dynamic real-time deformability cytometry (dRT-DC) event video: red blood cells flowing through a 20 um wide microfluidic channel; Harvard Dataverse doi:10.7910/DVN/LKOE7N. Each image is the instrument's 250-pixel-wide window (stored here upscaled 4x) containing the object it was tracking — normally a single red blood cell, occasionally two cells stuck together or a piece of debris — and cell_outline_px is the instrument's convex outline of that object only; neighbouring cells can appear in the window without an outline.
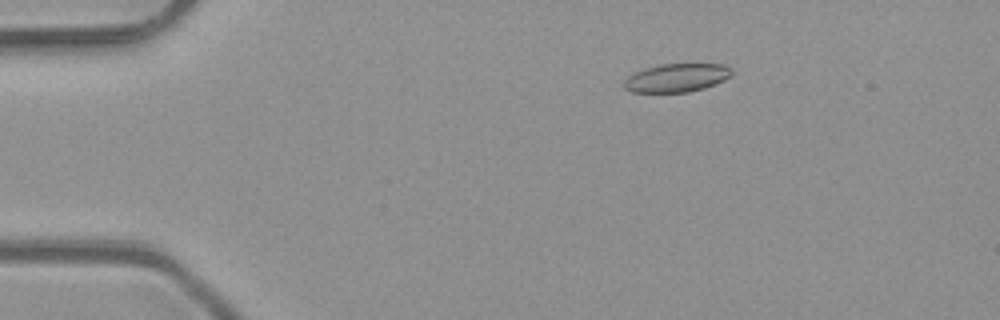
{"species": "common noctule bat (a hibernating species)", "species_latin": "Nyctalus noctula", "temperature_condition": "room temperature", "stored_images_in_passage": 47, "camera_frame_rate_fps": 3000, "um_per_image_px": 0.085, "animal": {"sex": "male", "body_mass_g": 23.1, "forearm_length_mm": 52.7}, "frame": {"image": 1, "passage_image": 5, "time_ms": 1.333, "image_size_px": [1000, 320], "cell_outline_px": [[732, 72], [724, 80], [704, 88], [688, 92], [632, 92], [624, 88], [624, 80], [628, 76], [636, 72], [660, 64], [724, 64], [732, 68]], "centroid_in_image_um": [57.52, 6.61], "position_along_channel_um": 27.5, "area_um2": 17.63}}
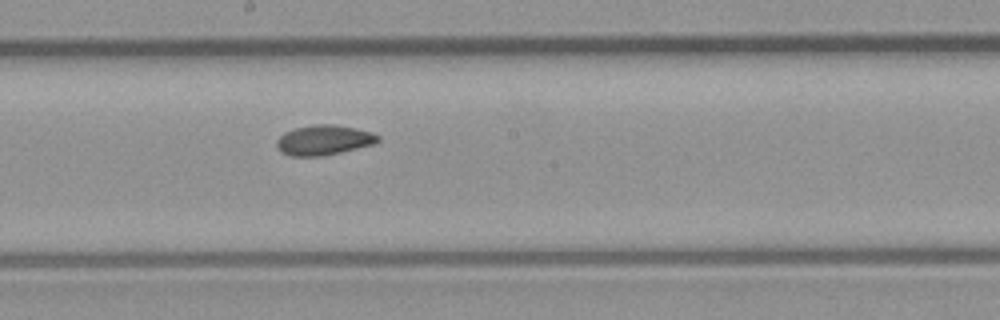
{"frame": {"image": 2, "passage_image": 24, "time_ms": 7.667, "image_size_px": [1000, 320], "cell_outline_px": [[380, 140], [372, 144], [340, 152], [320, 156], [288, 156], [280, 152], [276, 144], [276, 140], [284, 132], [296, 128], [312, 124], [336, 124], [356, 128], [372, 132], [380, 136]], "centroid_in_image_um": [27.5, 11.89], "position_along_channel_um": 220.7, "area_um2": 17.74}}
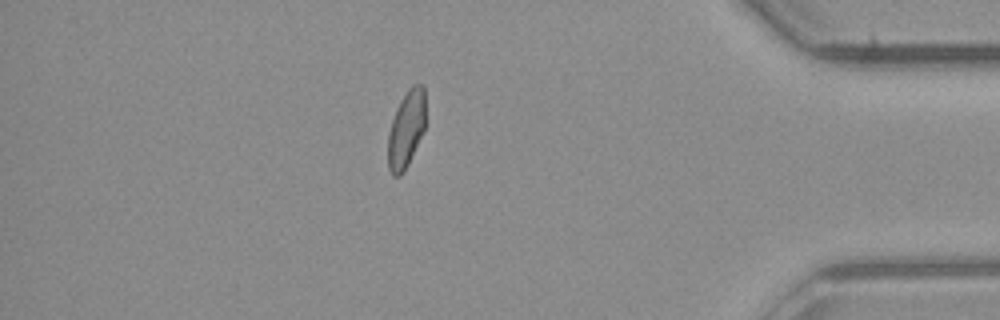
{"frame": {"image": 3, "passage_image": 40, "time_ms": 13.0, "image_size_px": [1000, 320], "cell_outline_px": [[424, 128], [408, 164], [404, 172], [400, 176], [392, 176], [388, 168], [388, 132], [396, 108], [400, 100], [408, 88], [412, 84], [424, 84]], "centroid_in_image_um": [34.5, 10.97], "position_along_channel_um": 400.7, "area_um2": 16.76}, "authors_computed_cell_mechanics": {"area_um2": 17.629, "velocity_mm_per_s": 4.1068, "shape_relaxation_time_tau1_ms": null, "shape_relaxation_time_tau2_ms": 4.498, "deformation_change_tau1": null, "deformation_change_tau2": 0.0779}}